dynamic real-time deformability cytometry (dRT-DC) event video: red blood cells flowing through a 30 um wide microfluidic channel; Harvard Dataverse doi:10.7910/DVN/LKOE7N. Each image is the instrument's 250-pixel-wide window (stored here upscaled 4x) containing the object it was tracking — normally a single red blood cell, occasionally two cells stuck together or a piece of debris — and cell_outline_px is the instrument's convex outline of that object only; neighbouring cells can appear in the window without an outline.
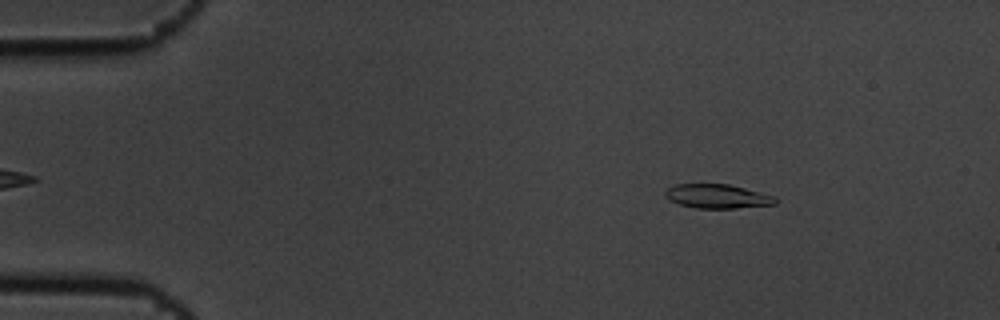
{"species": "common noctule bat (a hibernating species)", "species_latin": "Nyctalus noctula", "temperature_condition": "cold", "stored_images_in_passage": 4, "camera_frame_rate_fps": 3000, "um_per_image_px": 0.085, "animal": {"sex": "male", "body_mass_g": 19.5, "forearm_length_mm": 54.6}, "frame": {"image": 1, "passage_image": 1, "time_ms": 0.0, "image_size_px": [1000, 320], "cell_outline_px": [[780, 200], [776, 204], [736, 208], [696, 208], [680, 204], [668, 200], [664, 196], [664, 192], [668, 188], [676, 184], [728, 184], [776, 196]], "centroid_in_image_um": [60.99, 16.69], "position_along_channel_um": 24.0, "area_um2": 15.55}}
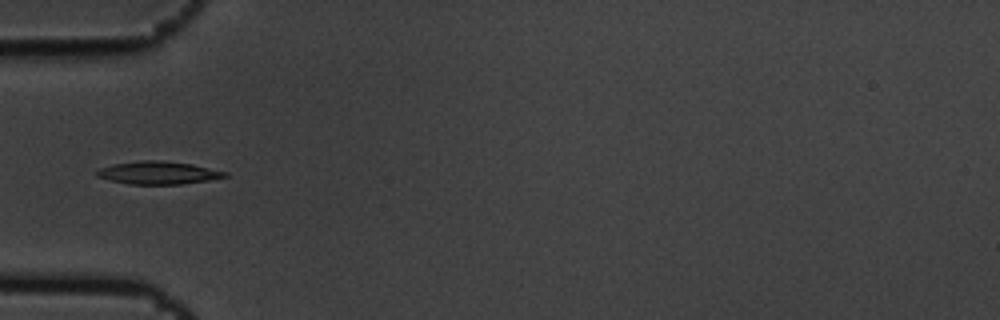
{"frame": {"image": 2, "passage_image": 4, "time_ms": 1.0, "image_size_px": [1000, 320], "cell_outline_px": [[228, 176], [208, 180], [180, 184], [132, 184], [108, 180], [96, 176], [96, 172], [100, 168], [112, 164], [140, 160], [160, 160], [192, 164], [228, 172]], "centroid_in_image_um": [13.43, 14.68], "position_along_channel_um": 71.6, "area_um2": 16.99}}